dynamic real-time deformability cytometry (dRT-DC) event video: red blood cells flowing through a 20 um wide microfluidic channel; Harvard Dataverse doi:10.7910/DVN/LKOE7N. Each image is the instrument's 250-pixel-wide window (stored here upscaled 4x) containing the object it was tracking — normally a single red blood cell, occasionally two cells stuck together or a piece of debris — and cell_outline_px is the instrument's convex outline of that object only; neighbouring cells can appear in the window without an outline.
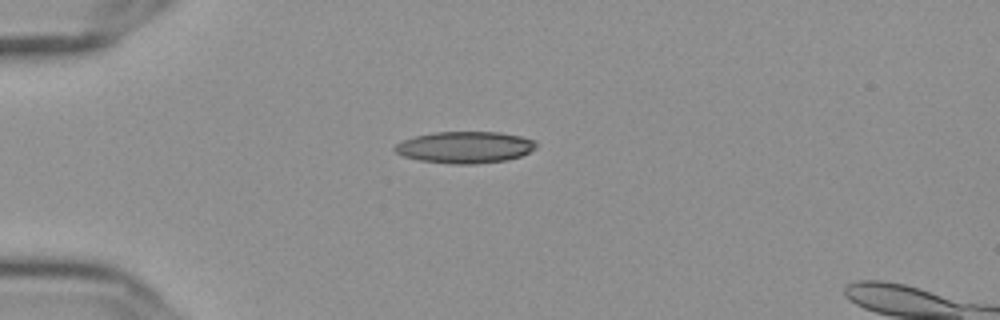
{"species": "Egyptian fruit bat (a non-hibernating species)", "species_latin": "Rousettus aegyptiacus", "temperature_condition": "cold", "stored_images_in_passage": 42, "camera_frame_rate_fps": 3000, "um_per_image_px": 0.085, "frame": {"image": 1, "passage_image": 1, "time_ms": 0.0, "image_size_px": [1000, 320], "cell_outline_px": [[536, 148], [520, 156], [508, 160], [476, 164], [452, 164], [420, 160], [404, 156], [396, 152], [392, 148], [396, 144], [404, 140], [416, 136], [436, 132], [500, 132], [520, 136], [536, 140]], "centroid_in_image_um": [39.55, 12.52], "position_along_channel_um": 45.5, "area_um2": 26.01}}
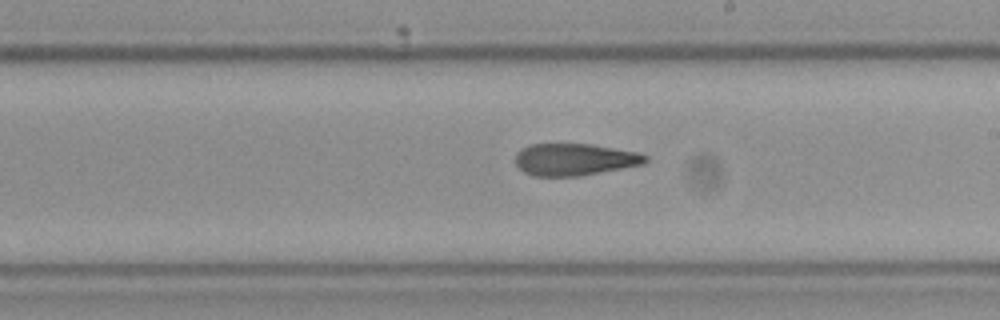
{"frame": {"image": 2, "passage_image": 19, "time_ms": 6.0, "image_size_px": [1000, 320], "cell_outline_px": [[648, 160], [644, 164], [580, 176], [532, 176], [524, 172], [516, 164], [516, 152], [520, 148], [528, 144], [592, 144], [636, 152], [648, 156]], "centroid_in_image_um": [48.81, 13.55], "position_along_channel_um": 240.2, "area_um2": 24.33}}
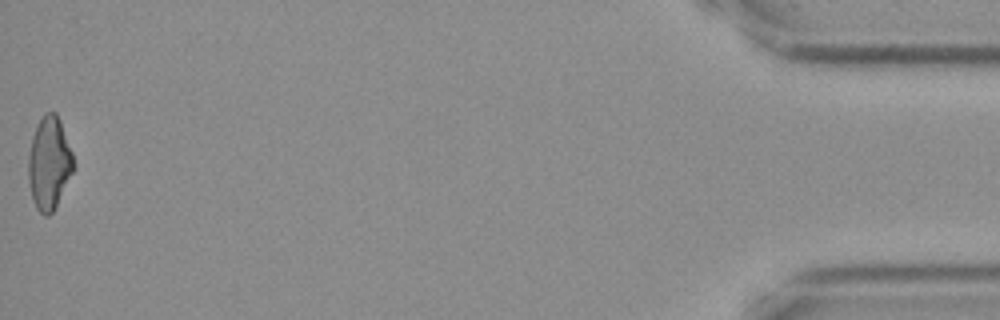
{"frame": {"image": 3, "passage_image": 42, "time_ms": 13.667, "image_size_px": [1000, 320], "cell_outline_px": [[72, 172], [52, 212], [48, 216], [44, 216], [36, 208], [32, 200], [28, 180], [28, 156], [32, 136], [44, 112], [56, 112], [60, 120], [72, 152]], "centroid_in_image_um": [4.14, 13.86], "position_along_channel_um": 431.1, "area_um2": 23.99}, "authors_computed_cell_mechanics": {"area_um2": 24.7962, "velocity_mm_per_s": 3.6578, "shape_relaxation_time_tau1_ms": null, "shape_relaxation_time_tau2_ms": 4.9035, "deformation_change_tau1": null, "deformation_change_tau2": 0.1552}}